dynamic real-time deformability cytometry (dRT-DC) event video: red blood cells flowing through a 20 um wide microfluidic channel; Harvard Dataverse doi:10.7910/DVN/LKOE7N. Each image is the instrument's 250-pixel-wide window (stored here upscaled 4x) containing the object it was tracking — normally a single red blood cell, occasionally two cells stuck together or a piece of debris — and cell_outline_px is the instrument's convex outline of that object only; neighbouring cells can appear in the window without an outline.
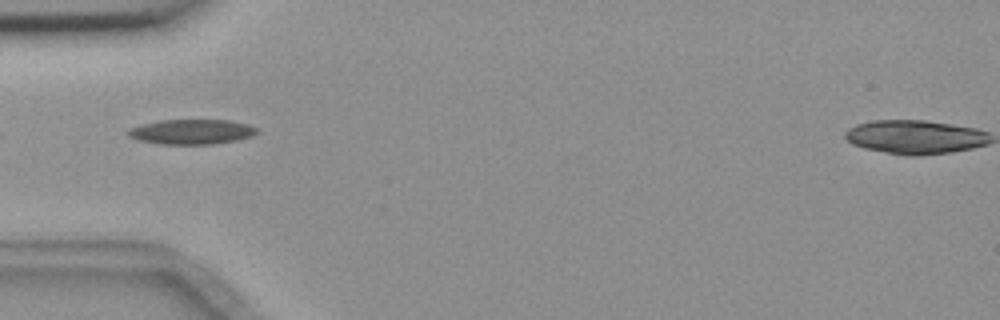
{"species": "common noctule bat (a hibernating species)", "species_latin": "Nyctalus noctula", "temperature_condition": "room temperature", "stored_images_in_passage": 5, "camera_frame_rate_fps": 3000, "um_per_image_px": 0.085, "animal": {"sex": "female", "body_mass_g": 18.4}, "frame": {"image": 1, "passage_image": 3, "time_ms": 2.333, "image_size_px": [1000, 320], "cell_outline_px": [[256, 132], [252, 136], [236, 140], [212, 144], [160, 144], [136, 140], [128, 136], [128, 128], [140, 124], [160, 120], [228, 120], [248, 124], [256, 128]], "centroid_in_image_um": [16.22, 11.2], "position_along_channel_um": 68.8, "area_um2": 18.73}}
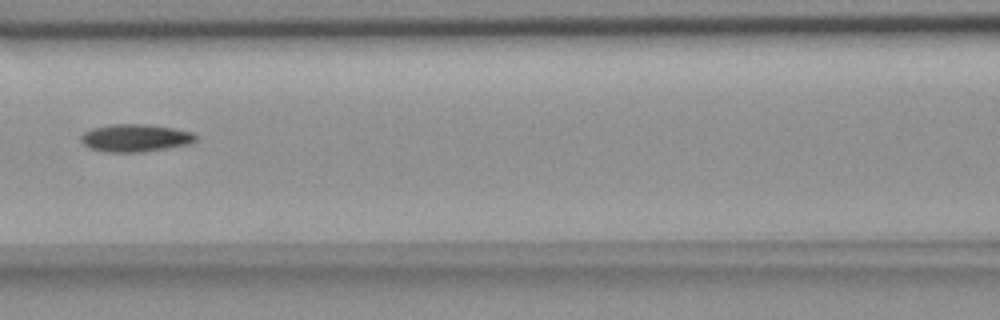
{"frame": {"image": 2, "passage_image": 5, "time_ms": 4.667, "image_size_px": [1000, 320], "cell_outline_px": [[196, 140], [188, 144], [144, 152], [104, 152], [88, 148], [80, 140], [80, 136], [84, 132], [92, 128], [112, 124], [144, 124], [172, 128], [192, 132], [196, 136]], "centroid_in_image_um": [11.45, 11.73], "position_along_channel_um": 155.2, "area_um2": 18.44}}